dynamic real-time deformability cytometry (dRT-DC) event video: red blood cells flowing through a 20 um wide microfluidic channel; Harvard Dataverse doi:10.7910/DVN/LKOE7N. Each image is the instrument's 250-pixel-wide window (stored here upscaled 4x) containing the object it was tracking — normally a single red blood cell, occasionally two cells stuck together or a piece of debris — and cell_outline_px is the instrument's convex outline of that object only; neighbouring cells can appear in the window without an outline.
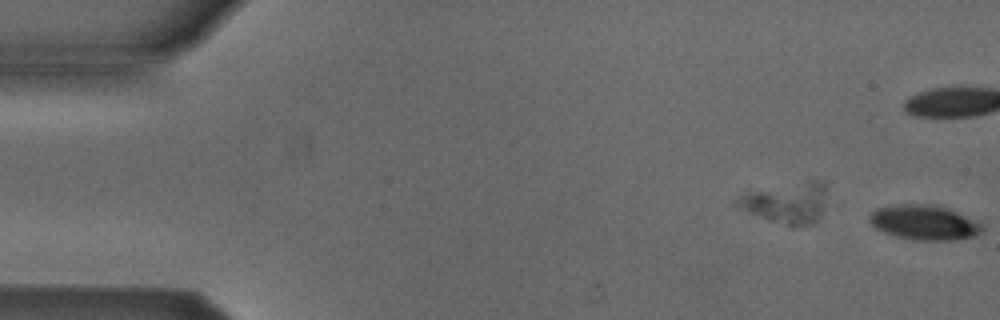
{"species": "Egyptian fruit bat (a non-hibernating species)", "species_latin": "Rousettus aegyptiacus", "temperature_condition": "cold", "stored_images_in_passage": 7, "segment_of_instrument_passage": [2, 2], "camera_frame_rate_fps": 3000, "um_per_image_px": 0.085, "animal": {"sex": "male"}, "frame": {"image": 1, "passage_image": 7, "time_ms": 2.0, "image_size_px": [1000, 320], "cell_outline_px": [[984, 228], [976, 236], [956, 240], [912, 240], [896, 236], [884, 232], [876, 228], [868, 220], [872, 212], [876, 208], [904, 204], [928, 204], [944, 208], [956, 212], [984, 224]], "centroid_in_image_um": [78.57, 18.93], "position_along_channel_um": 6.4, "area_um2": 22.66}}